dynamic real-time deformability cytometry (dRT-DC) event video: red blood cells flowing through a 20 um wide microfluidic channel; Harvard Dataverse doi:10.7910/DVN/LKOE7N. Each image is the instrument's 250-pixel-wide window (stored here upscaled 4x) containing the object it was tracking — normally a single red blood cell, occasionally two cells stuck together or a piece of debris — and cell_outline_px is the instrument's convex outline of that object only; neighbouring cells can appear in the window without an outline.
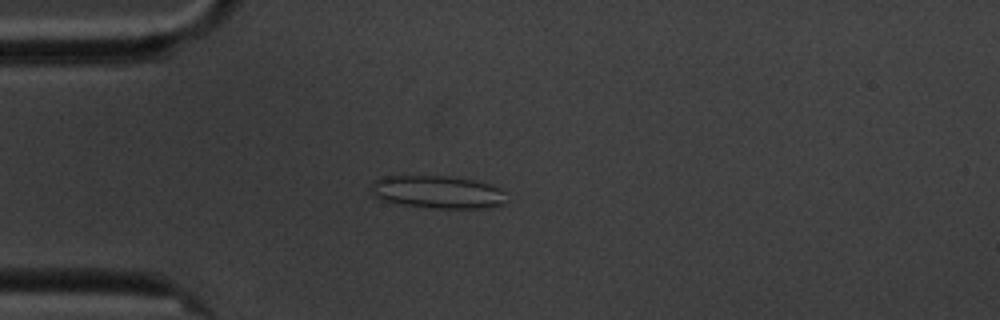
{"species": "common noctule bat (a hibernating species)", "species_latin": "Nyctalus noctula", "temperature_condition": "cold", "stored_images_in_passage": 8, "camera_frame_rate_fps": 3000, "um_per_image_px": 0.085, "animal": {"sex": "male", "body_mass_g": 20.1, "forearm_length_mm": 53.5}, "frame": {"image": 1, "passage_image": 5, "time_ms": 4.667, "image_size_px": [1000, 320], "cell_outline_px": [[504, 204], [484, 208], [432, 208], [396, 204], [380, 200], [372, 196], [368, 188], [376, 180], [384, 176], [448, 176], [472, 180], [488, 184], [500, 188], [504, 192]], "centroid_in_image_um": [37.11, 16.33], "position_along_channel_um": 47.9, "area_um2": 26.01}}
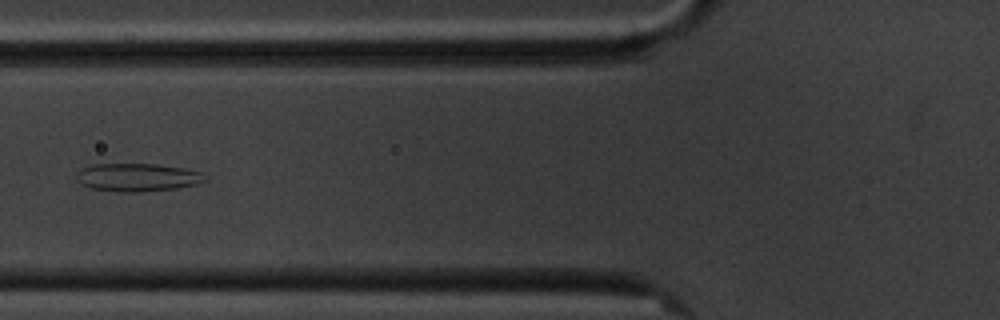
{"frame": {"image": 2, "passage_image": 7, "time_ms": 7.0, "image_size_px": [1000, 320], "cell_outline_px": [[208, 180], [196, 184], [176, 188], [136, 192], [116, 192], [92, 188], [80, 184], [76, 180], [76, 176], [80, 168], [92, 164], [156, 164], [184, 168], [200, 172], [208, 176]], "centroid_in_image_um": [11.67, 15.07], "position_along_channel_um": 114.1, "area_um2": 21.15}}